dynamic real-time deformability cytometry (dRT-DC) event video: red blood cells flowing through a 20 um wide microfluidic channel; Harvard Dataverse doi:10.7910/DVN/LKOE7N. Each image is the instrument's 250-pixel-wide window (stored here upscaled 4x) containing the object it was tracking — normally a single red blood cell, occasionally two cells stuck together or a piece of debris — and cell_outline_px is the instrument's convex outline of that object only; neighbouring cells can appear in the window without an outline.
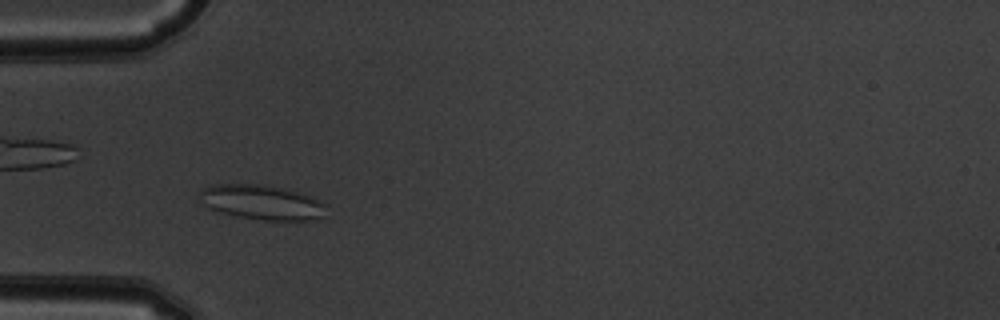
{"species": "common noctule bat (a hibernating species)", "species_latin": "Nyctalus noctula", "temperature_condition": "warm", "stored_images_in_passage": 45, "camera_frame_rate_fps": 3000, "um_per_image_px": 0.085, "animal": {"sex": "male", "body_mass_g": 19.5, "forearm_length_mm": 54.6}, "frame": {"image": 1, "passage_image": 9, "time_ms": 2.667, "image_size_px": [1000, 320], "cell_outline_px": [[328, 204], [324, 216], [312, 220], [264, 220], [240, 216], [220, 212], [204, 204], [200, 192], [200, 188], [216, 184], [264, 184], [284, 188], [312, 196]], "centroid_in_image_um": [22.33, 17.18], "position_along_channel_um": 62.7, "area_um2": 25.61}}
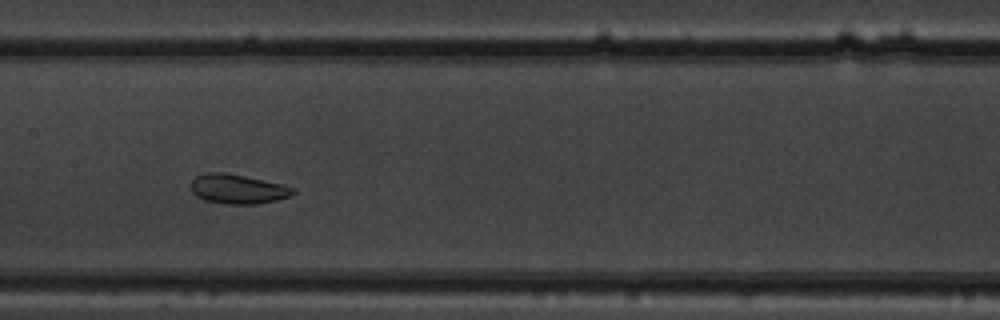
{"frame": {"image": 2, "passage_image": 19, "time_ms": 6.0, "image_size_px": [1000, 320], "cell_outline_px": [[296, 192], [288, 196], [276, 200], [256, 204], [224, 204], [204, 200], [196, 196], [192, 192], [192, 180], [196, 176], [208, 172], [224, 172], [284, 184], [296, 188]], "centroid_in_image_um": [20.22, 16.07], "position_along_channel_um": 187.2, "area_um2": 17.57}}
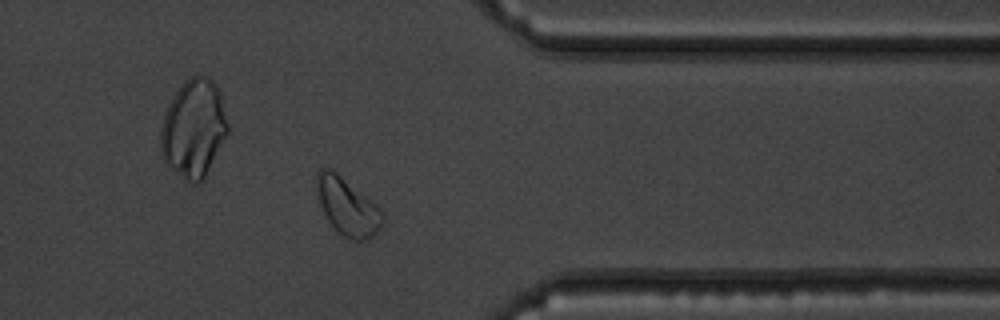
{"frame": {"image": 3, "passage_image": 35, "time_ms": 11.333, "image_size_px": [1000, 320], "cell_outline_px": [[384, 224], [368, 240], [352, 240], [344, 236], [328, 220], [320, 204], [316, 192], [316, 172], [320, 168], [332, 168], [376, 204], [380, 208], [384, 216]], "centroid_in_image_um": [29.53, 17.53], "position_along_channel_um": 381.9, "area_um2": 21.96}, "authors_computed_cell_mechanics": {"area_um2": 20.8658, "velocity_mm_per_s": 3.8036, "shape_relaxation_time_tau1_ms": 1.952, "shape_relaxation_time_tau2_ms": 2.0047, "deformation_change_tau1": 0.0452, "deformation_change_tau2": 0.0556}}